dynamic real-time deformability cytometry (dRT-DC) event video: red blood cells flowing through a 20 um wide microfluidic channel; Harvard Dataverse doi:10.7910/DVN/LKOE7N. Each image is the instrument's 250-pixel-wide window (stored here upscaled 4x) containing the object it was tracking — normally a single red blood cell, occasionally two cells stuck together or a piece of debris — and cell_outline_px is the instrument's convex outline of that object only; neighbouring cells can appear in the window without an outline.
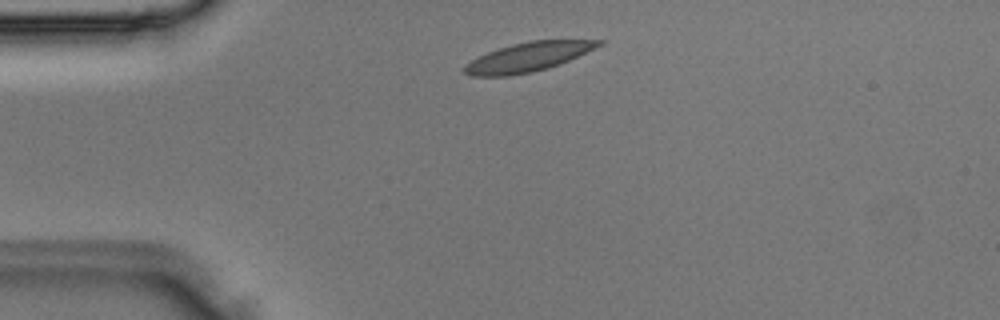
{"species": "Egyptian fruit bat (a non-hibernating species)", "species_latin": "Rousettus aegyptiacus", "temperature_condition": "room temperature", "stored_images_in_passage": 1, "camera_frame_rate_fps": 3000, "um_per_image_px": 0.085, "animal": {"sex": "male"}, "frame": {"image": 1, "passage_image": 1, "time_ms": 0.0, "image_size_px": [1000, 320], "cell_outline_px": [[604, 44], [560, 64], [548, 68], [532, 72], [508, 76], [472, 76], [464, 72], [464, 68], [472, 60], [488, 52], [512, 44], [528, 40], [604, 40]], "centroid_in_image_um": [44.92, 4.84], "position_along_channel_um": 40.1, "area_um2": 22.54}}